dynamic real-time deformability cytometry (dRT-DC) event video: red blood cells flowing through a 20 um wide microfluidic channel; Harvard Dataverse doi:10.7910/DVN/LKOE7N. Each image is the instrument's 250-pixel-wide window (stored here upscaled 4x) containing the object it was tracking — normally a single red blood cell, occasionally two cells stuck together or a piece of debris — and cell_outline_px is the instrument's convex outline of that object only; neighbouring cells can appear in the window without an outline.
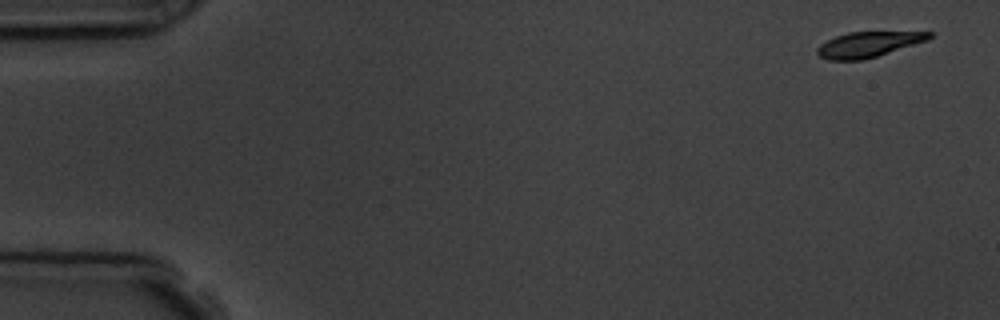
{"species": "common noctule bat (a hibernating species)", "species_latin": "Nyctalus noctula", "temperature_condition": "room temperature", "stored_images_in_passage": 4, "camera_frame_rate_fps": 3000, "um_per_image_px": 0.085, "animal": {"sex": "male", "body_mass_g": 19.5, "forearm_length_mm": 54.6}, "frame": {"image": 1, "passage_image": 1, "time_ms": 0.0, "image_size_px": [1000, 320], "cell_outline_px": [[932, 36], [928, 40], [876, 56], [860, 60], [828, 60], [820, 56], [816, 52], [816, 48], [820, 44], [836, 36], [848, 32], [932, 32]], "centroid_in_image_um": [73.77, 3.77], "position_along_channel_um": 11.2, "area_um2": 16.3}}
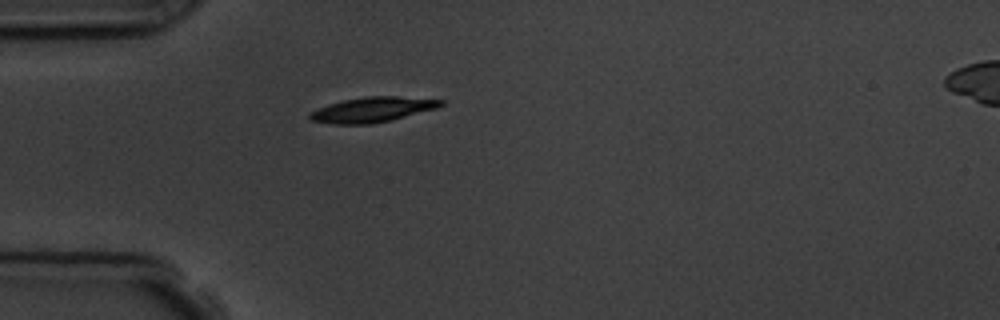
{"frame": {"image": 2, "passage_image": 4, "time_ms": 4.333, "image_size_px": [1000, 320], "cell_outline_px": [[444, 104], [436, 108], [392, 120], [372, 124], [332, 124], [312, 120], [308, 116], [308, 112], [316, 108], [328, 104], [344, 100], [364, 96], [396, 96], [444, 100]], "centroid_in_image_um": [31.62, 9.32], "position_along_channel_um": 53.4, "area_um2": 19.19}}